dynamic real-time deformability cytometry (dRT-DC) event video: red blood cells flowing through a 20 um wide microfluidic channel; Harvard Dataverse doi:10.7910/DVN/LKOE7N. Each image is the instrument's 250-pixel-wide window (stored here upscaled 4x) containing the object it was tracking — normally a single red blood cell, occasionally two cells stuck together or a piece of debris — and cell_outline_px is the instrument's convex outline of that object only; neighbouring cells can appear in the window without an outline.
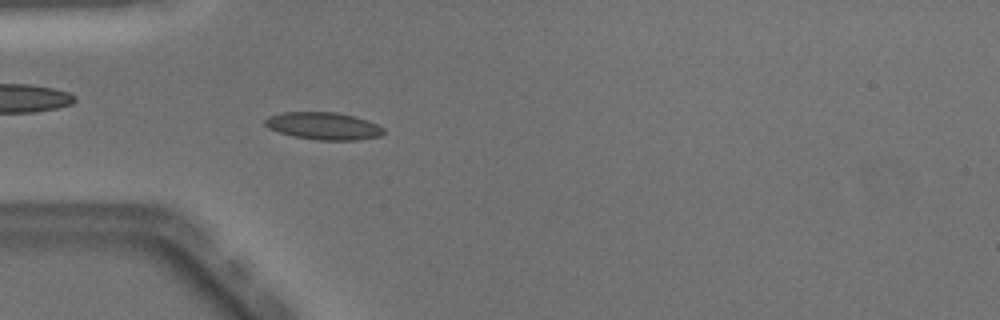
{"species": "Egyptian fruit bat (a non-hibernating species)", "species_latin": "Rousettus aegyptiacus", "temperature_condition": "warm", "stored_images_in_passage": 50, "camera_frame_rate_fps": 3000, "um_per_image_px": 0.085, "animal": {"sex": "male"}, "frame": {"image": 1, "passage_image": 15, "time_ms": 4.667, "image_size_px": [1000, 320], "cell_outline_px": [[384, 132], [380, 136], [356, 140], [320, 140], [296, 136], [280, 132], [268, 128], [264, 124], [264, 120], [268, 116], [284, 112], [336, 112], [368, 120], [384, 128]], "centroid_in_image_um": [27.5, 10.7], "position_along_channel_um": 57.5, "area_um2": 18.73}}
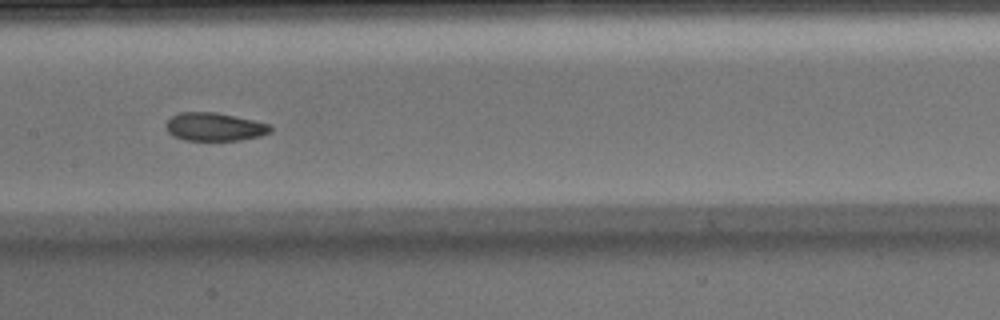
{"frame": {"image": 2, "passage_image": 25, "time_ms": 8.0, "image_size_px": [1000, 320], "cell_outline_px": [[272, 132], [260, 136], [240, 140], [184, 140], [172, 136], [168, 132], [164, 124], [172, 116], [180, 112], [216, 112], [252, 120], [268, 124], [272, 128]], "centroid_in_image_um": [18.2, 10.78], "position_along_channel_um": 189.2, "area_um2": 17.17}}
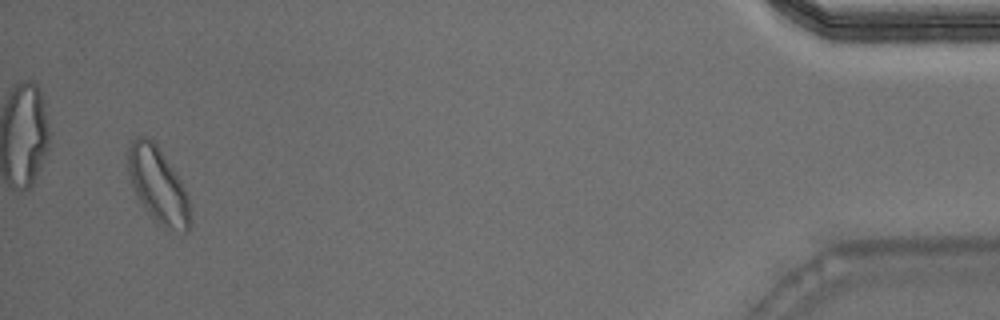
{"frame": {"image": 3, "passage_image": 48, "time_ms": 15.667, "image_size_px": [1000, 320], "cell_outline_px": [[188, 232], [184, 232], [164, 228], [148, 212], [136, 196], [128, 172], [128, 148], [132, 140], [136, 136], [144, 136], [152, 140], [156, 144], [180, 180], [184, 188], [188, 200]], "centroid_in_image_um": [13.39, 15.71], "position_along_channel_um": 421.8, "area_um2": 26.59}, "authors_computed_cell_mechanics": {"area_um2": 17.6868, "velocity_mm_per_s": 4.0522, "shape_relaxation_time_tau1_ms": 2.5644, "shape_relaxation_time_tau2_ms": 2.7989, "deformation_change_tau1": 0.1029, "deformation_change_tau2": 0.0882}}